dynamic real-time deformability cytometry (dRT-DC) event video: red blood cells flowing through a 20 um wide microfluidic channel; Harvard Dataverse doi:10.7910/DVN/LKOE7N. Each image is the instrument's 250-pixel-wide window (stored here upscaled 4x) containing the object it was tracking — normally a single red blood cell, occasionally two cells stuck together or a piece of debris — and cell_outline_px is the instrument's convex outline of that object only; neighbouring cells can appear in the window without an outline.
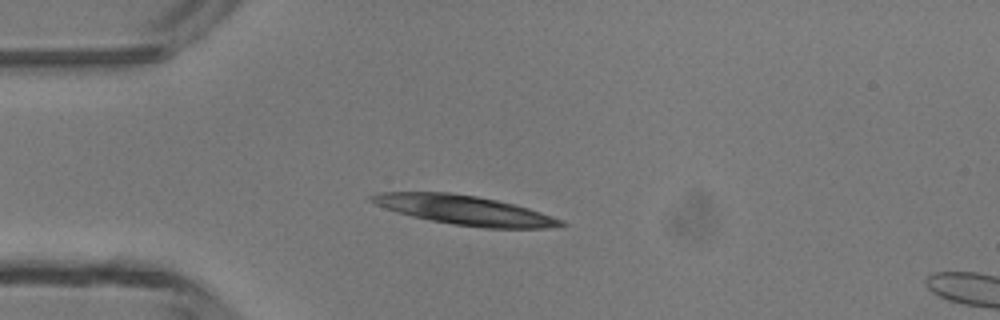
{"species": "common noctule bat (a hibernating species)", "species_latin": "Nyctalus noctula", "temperature_condition": "room temperature", "stored_images_in_passage": 3, "camera_frame_rate_fps": 3000, "um_per_image_px": 0.085, "animal": {"sex": "male", "body_mass_g": 13.3}, "frame": {"image": 1, "passage_image": 3, "time_ms": 2.333, "image_size_px": [1000, 320], "cell_outline_px": [[568, 224], [548, 228], [484, 228], [452, 224], [412, 216], [396, 212], [384, 208], [368, 200], [368, 196], [376, 192], [448, 192], [476, 196], [496, 200], [528, 208], [564, 220]], "centroid_in_image_um": [39.46, 17.86], "position_along_channel_um": 45.5, "area_um2": 32.25}}